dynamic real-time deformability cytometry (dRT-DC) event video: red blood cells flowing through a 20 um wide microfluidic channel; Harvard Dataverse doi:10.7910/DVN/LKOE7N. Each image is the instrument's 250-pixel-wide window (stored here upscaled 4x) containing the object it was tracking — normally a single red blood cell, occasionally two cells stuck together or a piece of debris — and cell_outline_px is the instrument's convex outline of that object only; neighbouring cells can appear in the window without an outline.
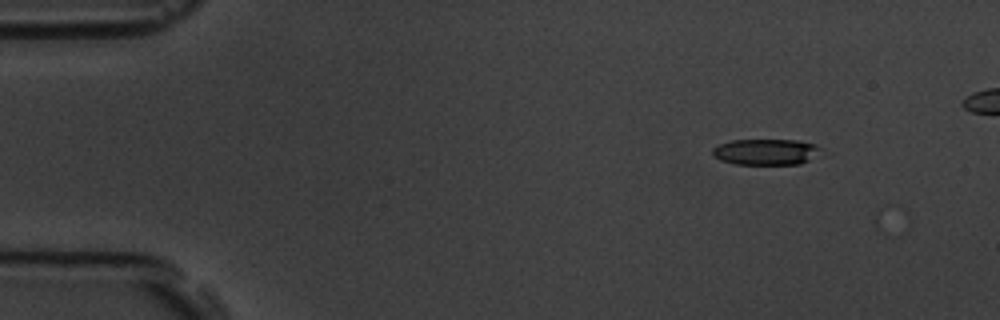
{"species": "common noctule bat (a hibernating species)", "species_latin": "Nyctalus noctula", "temperature_condition": "room temperature", "stored_images_in_passage": 5, "camera_frame_rate_fps": 3000, "um_per_image_px": 0.085, "animal": {"sex": "male", "body_mass_g": 19.5, "forearm_length_mm": 54.6}, "frame": {"image": 1, "passage_image": 1, "time_ms": 0.0, "image_size_px": [1000, 320], "cell_outline_px": [[824, 148], [808, 160], [800, 164], [732, 164], [720, 160], [712, 156], [712, 148], [716, 144], [732, 140], [796, 140], [816, 144]], "centroid_in_image_um": [65.05, 12.9], "position_along_channel_um": 20.0, "area_um2": 16.59}}